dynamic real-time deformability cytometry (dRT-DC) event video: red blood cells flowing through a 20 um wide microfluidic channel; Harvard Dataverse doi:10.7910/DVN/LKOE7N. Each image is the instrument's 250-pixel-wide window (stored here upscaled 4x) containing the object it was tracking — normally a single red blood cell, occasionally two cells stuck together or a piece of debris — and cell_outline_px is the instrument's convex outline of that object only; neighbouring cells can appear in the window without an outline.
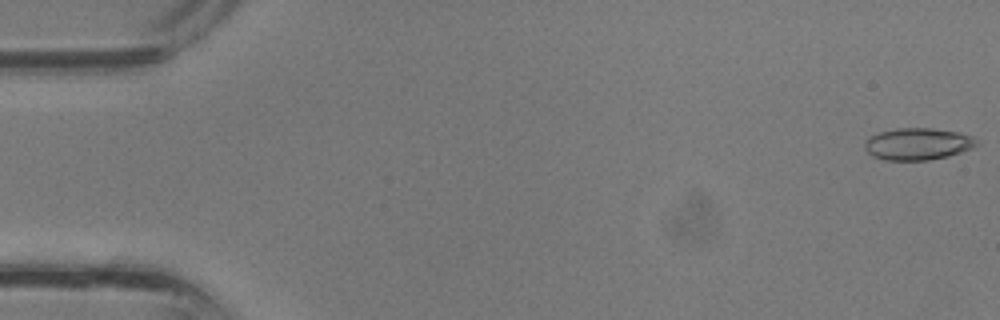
{"species": "common noctule bat (a hibernating species)", "species_latin": "Nyctalus noctula", "temperature_condition": "room temperature", "stored_images_in_passage": 37, "camera_frame_rate_fps": 3000, "um_per_image_px": 0.085, "animal": {"sex": "male", "body_mass_g": 13.3}, "frame": {"image": 1, "passage_image": 1, "time_ms": 0.0, "image_size_px": [1000, 320], "cell_outline_px": [[980, 144], [972, 148], [948, 156], [928, 160], [884, 160], [872, 156], [864, 148], [864, 144], [872, 136], [880, 132], [896, 128], [932, 128], [960, 132], [972, 136]], "centroid_in_image_um": [78.04, 12.23], "position_along_channel_um": 7.0, "area_um2": 20.81}}
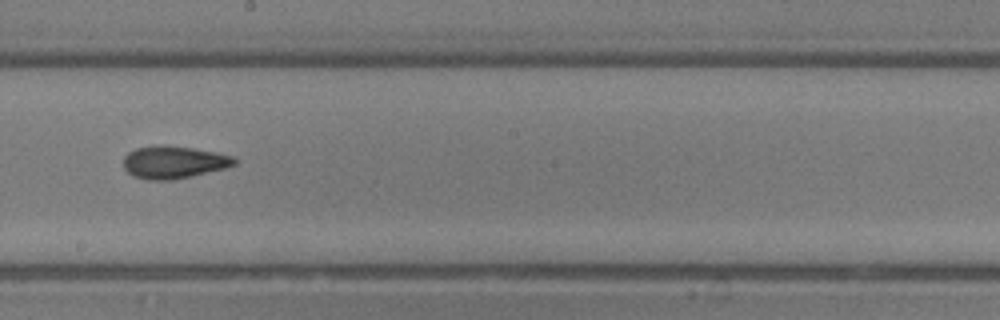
{"frame": {"image": 2, "passage_image": 21, "time_ms": 6.667, "image_size_px": [1000, 320], "cell_outline_px": [[236, 164], [224, 168], [188, 176], [168, 180], [152, 180], [132, 176], [124, 168], [124, 156], [128, 152], [136, 148], [156, 144], [160, 144], [192, 148], [216, 152], [232, 156], [236, 160]], "centroid_in_image_um": [14.72, 13.76], "position_along_channel_um": 233.5, "area_um2": 20.81}}
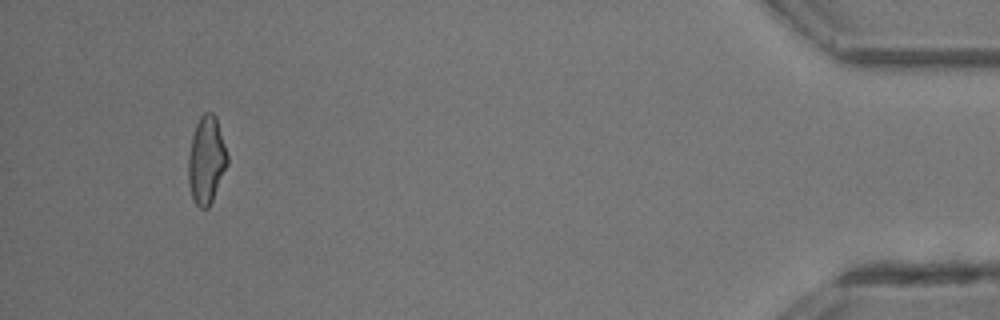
{"frame": {"image": 3, "passage_image": 35, "time_ms": 11.333, "image_size_px": [1000, 320], "cell_outline_px": [[228, 164], [212, 200], [208, 208], [200, 208], [192, 200], [188, 184], [188, 156], [192, 136], [196, 124], [200, 116], [204, 112], [212, 112], [216, 116], [228, 156]], "centroid_in_image_um": [17.53, 13.61], "position_along_channel_um": 417.7, "area_um2": 20.0}}